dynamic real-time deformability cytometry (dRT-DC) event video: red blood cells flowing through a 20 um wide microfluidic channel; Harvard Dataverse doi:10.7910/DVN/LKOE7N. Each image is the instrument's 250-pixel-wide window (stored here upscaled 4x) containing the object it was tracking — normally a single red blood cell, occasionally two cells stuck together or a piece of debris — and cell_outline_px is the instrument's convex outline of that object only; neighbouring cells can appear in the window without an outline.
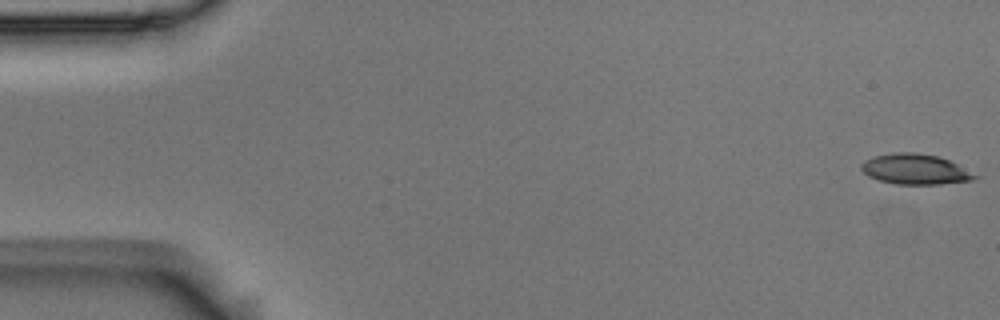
{"species": "Egyptian fruit bat (a non-hibernating species)", "species_latin": "Rousettus aegyptiacus", "temperature_condition": "room temperature", "stored_images_in_passage": 49, "camera_frame_rate_fps": 3000, "um_per_image_px": 0.085, "animal": {"sex": "male"}, "frame": {"image": 1, "passage_image": 1, "time_ms": 0.0, "image_size_px": [1000, 320], "cell_outline_px": [[980, 176], [972, 180], [940, 184], [896, 184], [880, 180], [868, 176], [860, 168], [860, 164], [864, 160], [876, 156], [892, 152], [916, 152], [940, 156]], "centroid_in_image_um": [77.77, 14.37], "position_along_channel_um": 7.2, "area_um2": 20.06}}
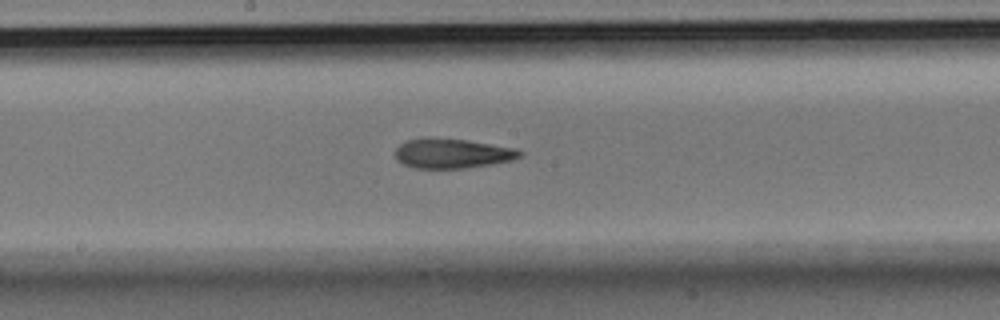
{"frame": {"image": 2, "passage_image": 29, "time_ms": 9.333, "image_size_px": [1000, 320], "cell_outline_px": [[524, 152], [520, 156], [512, 160], [492, 164], [464, 168], [412, 168], [396, 160], [396, 148], [400, 144], [408, 140], [428, 136], [468, 140], [512, 148]], "centroid_in_image_um": [38.39, 13.03], "position_along_channel_um": 209.8, "area_um2": 21.62}}
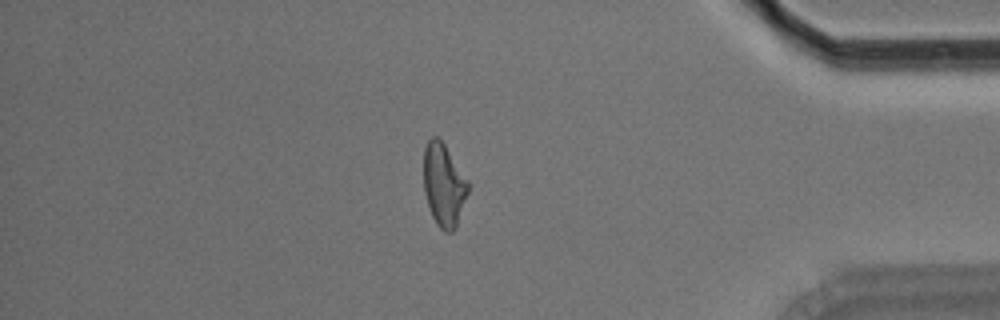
{"frame": {"image": 3, "passage_image": 47, "time_ms": 15.333, "image_size_px": [1000, 320], "cell_outline_px": [[468, 192], [456, 228], [452, 232], [444, 232], [436, 224], [432, 216], [424, 192], [424, 148], [428, 140], [432, 136], [436, 136], [444, 144], [468, 180]], "centroid_in_image_um": [37.71, 15.74], "position_along_channel_um": 397.5, "area_um2": 21.33}}